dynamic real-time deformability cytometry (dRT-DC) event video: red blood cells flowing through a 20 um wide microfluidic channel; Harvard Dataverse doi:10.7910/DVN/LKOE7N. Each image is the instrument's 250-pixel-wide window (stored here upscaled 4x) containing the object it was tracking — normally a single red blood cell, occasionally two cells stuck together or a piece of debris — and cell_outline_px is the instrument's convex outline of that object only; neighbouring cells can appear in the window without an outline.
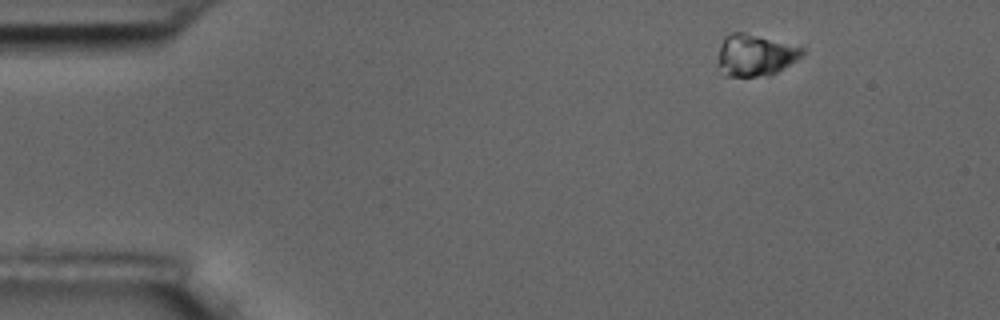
{"species": "common noctule bat (a hibernating species)", "species_latin": "Nyctalus noctula", "temperature_condition": "room temperature", "stored_images_in_passage": 10, "camera_frame_rate_fps": 3000, "um_per_image_px": 0.085, "animal": {"sex": "male", "body_mass_g": 17.5, "forearm_length_mm": 52.3}, "frame": {"image": 1, "passage_image": 1, "time_ms": 0.0, "image_size_px": [1000, 320], "cell_outline_px": [[804, 52], [796, 60], [776, 72], [756, 76], [724, 76], [716, 68], [720, 44], [724, 36], [732, 32], [744, 32], [804, 48]], "centroid_in_image_um": [64.09, 4.68], "position_along_channel_um": 20.9, "area_um2": 20.35}}
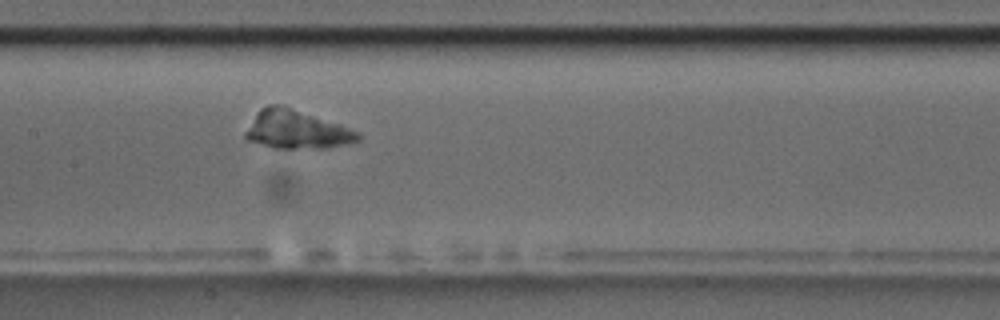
{"frame": {"image": 2, "passage_image": 7, "time_ms": 7.0, "image_size_px": [1000, 320], "cell_outline_px": [[360, 140], [352, 144], [324, 148], [272, 148], [248, 140], [244, 136], [244, 132], [260, 108], [268, 104], [276, 104], [340, 124], [356, 132], [360, 136]], "centroid_in_image_um": [25.19, 11.04], "position_along_channel_um": 182.2, "area_um2": 24.91}}
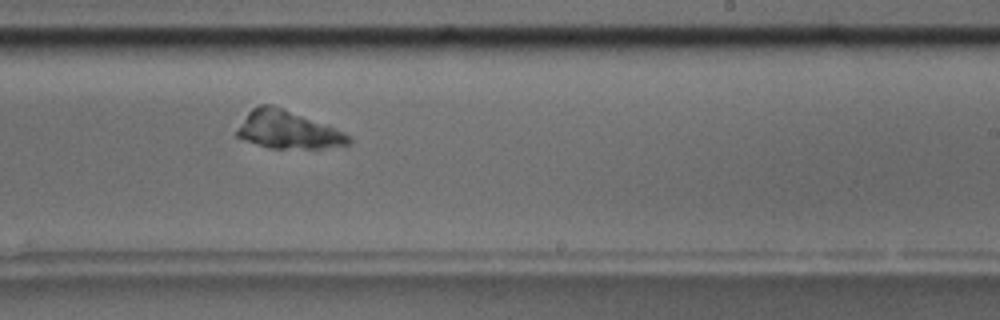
{"frame": {"image": 3, "passage_image": 9, "time_ms": 9.333, "image_size_px": [1000, 320], "cell_outline_px": [[352, 140], [348, 144], [320, 148], [272, 148], [236, 136], [236, 132], [248, 112], [252, 108], [260, 104], [272, 104], [344, 132], [352, 136]], "centroid_in_image_um": [24.48, 11.03], "position_along_channel_um": 264.5, "area_um2": 23.87}}